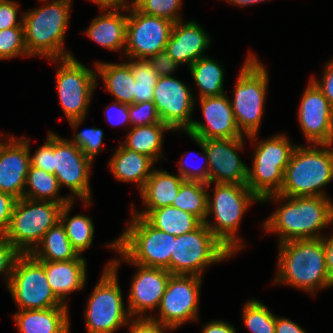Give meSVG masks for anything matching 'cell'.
Masks as SVG:
<instances>
[{"instance_id":"cell-1","label":"cell","mask_w":333,"mask_h":333,"mask_svg":"<svg viewBox=\"0 0 333 333\" xmlns=\"http://www.w3.org/2000/svg\"><path fill=\"white\" fill-rule=\"evenodd\" d=\"M282 204L267 217L263 230L278 235V244L297 239L322 238L321 231L333 224V201L329 197H284L273 194L264 202Z\"/></svg>"},{"instance_id":"cell-2","label":"cell","mask_w":333,"mask_h":333,"mask_svg":"<svg viewBox=\"0 0 333 333\" xmlns=\"http://www.w3.org/2000/svg\"><path fill=\"white\" fill-rule=\"evenodd\" d=\"M275 284L288 285L315 295L333 287L325 261L322 238L297 239L278 244Z\"/></svg>"},{"instance_id":"cell-3","label":"cell","mask_w":333,"mask_h":333,"mask_svg":"<svg viewBox=\"0 0 333 333\" xmlns=\"http://www.w3.org/2000/svg\"><path fill=\"white\" fill-rule=\"evenodd\" d=\"M44 5L23 12L25 45L30 57L62 59L73 54L64 48L72 0H40ZM47 4V5H46Z\"/></svg>"},{"instance_id":"cell-4","label":"cell","mask_w":333,"mask_h":333,"mask_svg":"<svg viewBox=\"0 0 333 333\" xmlns=\"http://www.w3.org/2000/svg\"><path fill=\"white\" fill-rule=\"evenodd\" d=\"M213 195L208 191L207 218L204 224L212 234L235 256L244 247L238 230L252 203L262 201L246 184L214 183ZM213 216L214 220H209Z\"/></svg>"},{"instance_id":"cell-5","label":"cell","mask_w":333,"mask_h":333,"mask_svg":"<svg viewBox=\"0 0 333 333\" xmlns=\"http://www.w3.org/2000/svg\"><path fill=\"white\" fill-rule=\"evenodd\" d=\"M306 145L296 146L278 194L284 197H329L323 188L333 181V146Z\"/></svg>"},{"instance_id":"cell-6","label":"cell","mask_w":333,"mask_h":333,"mask_svg":"<svg viewBox=\"0 0 333 333\" xmlns=\"http://www.w3.org/2000/svg\"><path fill=\"white\" fill-rule=\"evenodd\" d=\"M268 73L258 56L250 51L237 75L232 99L229 97L236 124L246 137L259 133L270 81Z\"/></svg>"},{"instance_id":"cell-7","label":"cell","mask_w":333,"mask_h":333,"mask_svg":"<svg viewBox=\"0 0 333 333\" xmlns=\"http://www.w3.org/2000/svg\"><path fill=\"white\" fill-rule=\"evenodd\" d=\"M246 138L252 145L255 143L246 186L262 201L265 197L280 192L286 167L297 144H293L284 133L275 134L260 142L258 134Z\"/></svg>"},{"instance_id":"cell-8","label":"cell","mask_w":333,"mask_h":333,"mask_svg":"<svg viewBox=\"0 0 333 333\" xmlns=\"http://www.w3.org/2000/svg\"><path fill=\"white\" fill-rule=\"evenodd\" d=\"M125 230L116 238V247L133 263L170 272L175 235L151 226L143 217L131 212Z\"/></svg>"},{"instance_id":"cell-9","label":"cell","mask_w":333,"mask_h":333,"mask_svg":"<svg viewBox=\"0 0 333 333\" xmlns=\"http://www.w3.org/2000/svg\"><path fill=\"white\" fill-rule=\"evenodd\" d=\"M103 270L86 303V333H114L127 326L132 318L124 304L118 268Z\"/></svg>"},{"instance_id":"cell-10","label":"cell","mask_w":333,"mask_h":333,"mask_svg":"<svg viewBox=\"0 0 333 333\" xmlns=\"http://www.w3.org/2000/svg\"><path fill=\"white\" fill-rule=\"evenodd\" d=\"M233 256L202 223L196 230L173 239L170 273L203 277L206 268Z\"/></svg>"},{"instance_id":"cell-11","label":"cell","mask_w":333,"mask_h":333,"mask_svg":"<svg viewBox=\"0 0 333 333\" xmlns=\"http://www.w3.org/2000/svg\"><path fill=\"white\" fill-rule=\"evenodd\" d=\"M63 206L51 201L17 199L6 239L20 254H30L44 234L60 221Z\"/></svg>"},{"instance_id":"cell-12","label":"cell","mask_w":333,"mask_h":333,"mask_svg":"<svg viewBox=\"0 0 333 333\" xmlns=\"http://www.w3.org/2000/svg\"><path fill=\"white\" fill-rule=\"evenodd\" d=\"M57 63L56 88L59 104L67 121L85 119L97 85L96 69L92 70L74 55L50 59Z\"/></svg>"},{"instance_id":"cell-13","label":"cell","mask_w":333,"mask_h":333,"mask_svg":"<svg viewBox=\"0 0 333 333\" xmlns=\"http://www.w3.org/2000/svg\"><path fill=\"white\" fill-rule=\"evenodd\" d=\"M7 289L18 310L68 307L52 291L43 265L31 254H20Z\"/></svg>"},{"instance_id":"cell-14","label":"cell","mask_w":333,"mask_h":333,"mask_svg":"<svg viewBox=\"0 0 333 333\" xmlns=\"http://www.w3.org/2000/svg\"><path fill=\"white\" fill-rule=\"evenodd\" d=\"M105 246L116 251L119 258L110 260L105 268H120L121 263L126 262L136 268L129 289L127 309L132 318L149 317L146 313L158 309L161 298L165 293L167 283L172 275L167 269L145 267L131 262L117 247L116 239L105 243Z\"/></svg>"},{"instance_id":"cell-15","label":"cell","mask_w":333,"mask_h":333,"mask_svg":"<svg viewBox=\"0 0 333 333\" xmlns=\"http://www.w3.org/2000/svg\"><path fill=\"white\" fill-rule=\"evenodd\" d=\"M93 161L69 139L53 132V174L57 177L60 188L66 186L76 201V197L88 207L92 204L90 173Z\"/></svg>"},{"instance_id":"cell-16","label":"cell","mask_w":333,"mask_h":333,"mask_svg":"<svg viewBox=\"0 0 333 333\" xmlns=\"http://www.w3.org/2000/svg\"><path fill=\"white\" fill-rule=\"evenodd\" d=\"M202 279L195 275H171L158 306L159 315L149 317L173 330L187 322H198Z\"/></svg>"},{"instance_id":"cell-17","label":"cell","mask_w":333,"mask_h":333,"mask_svg":"<svg viewBox=\"0 0 333 333\" xmlns=\"http://www.w3.org/2000/svg\"><path fill=\"white\" fill-rule=\"evenodd\" d=\"M173 25L168 19L140 12L131 3L127 13L124 56L130 59H148L165 51Z\"/></svg>"},{"instance_id":"cell-18","label":"cell","mask_w":333,"mask_h":333,"mask_svg":"<svg viewBox=\"0 0 333 333\" xmlns=\"http://www.w3.org/2000/svg\"><path fill=\"white\" fill-rule=\"evenodd\" d=\"M195 99L189 85L173 76L159 77L154 87L153 103L161 121L172 132L188 131L194 120Z\"/></svg>"},{"instance_id":"cell-19","label":"cell","mask_w":333,"mask_h":333,"mask_svg":"<svg viewBox=\"0 0 333 333\" xmlns=\"http://www.w3.org/2000/svg\"><path fill=\"white\" fill-rule=\"evenodd\" d=\"M245 138L200 139L208 156V184H246L248 166L239 157Z\"/></svg>"},{"instance_id":"cell-20","label":"cell","mask_w":333,"mask_h":333,"mask_svg":"<svg viewBox=\"0 0 333 333\" xmlns=\"http://www.w3.org/2000/svg\"><path fill=\"white\" fill-rule=\"evenodd\" d=\"M205 124L193 120L186 132L197 139L245 138L235 121L233 109L226 93L219 96L198 98Z\"/></svg>"},{"instance_id":"cell-21","label":"cell","mask_w":333,"mask_h":333,"mask_svg":"<svg viewBox=\"0 0 333 333\" xmlns=\"http://www.w3.org/2000/svg\"><path fill=\"white\" fill-rule=\"evenodd\" d=\"M6 136L5 141L1 138ZM8 136V137H7ZM8 138V139H7ZM30 139L0 133V191L23 198L30 167Z\"/></svg>"},{"instance_id":"cell-22","label":"cell","mask_w":333,"mask_h":333,"mask_svg":"<svg viewBox=\"0 0 333 333\" xmlns=\"http://www.w3.org/2000/svg\"><path fill=\"white\" fill-rule=\"evenodd\" d=\"M302 93L297 121L307 144H329L332 105L310 79Z\"/></svg>"},{"instance_id":"cell-23","label":"cell","mask_w":333,"mask_h":333,"mask_svg":"<svg viewBox=\"0 0 333 333\" xmlns=\"http://www.w3.org/2000/svg\"><path fill=\"white\" fill-rule=\"evenodd\" d=\"M212 40L199 23L183 20L174 23L167 52L178 64H186L188 68L198 59L205 57V51L211 46Z\"/></svg>"},{"instance_id":"cell-24","label":"cell","mask_w":333,"mask_h":333,"mask_svg":"<svg viewBox=\"0 0 333 333\" xmlns=\"http://www.w3.org/2000/svg\"><path fill=\"white\" fill-rule=\"evenodd\" d=\"M126 11L128 6L100 8V15L92 19L86 28L85 36L105 49L125 52L127 13L124 12Z\"/></svg>"},{"instance_id":"cell-25","label":"cell","mask_w":333,"mask_h":333,"mask_svg":"<svg viewBox=\"0 0 333 333\" xmlns=\"http://www.w3.org/2000/svg\"><path fill=\"white\" fill-rule=\"evenodd\" d=\"M47 276V281L54 294L65 304L67 296L74 291H80L87 281V261L79 255L68 261H39Z\"/></svg>"},{"instance_id":"cell-26","label":"cell","mask_w":333,"mask_h":333,"mask_svg":"<svg viewBox=\"0 0 333 333\" xmlns=\"http://www.w3.org/2000/svg\"><path fill=\"white\" fill-rule=\"evenodd\" d=\"M184 179L179 174H171L167 170H152L144 187L139 192L144 210L137 211L132 205L130 209L134 215L144 217L149 211L172 205Z\"/></svg>"},{"instance_id":"cell-27","label":"cell","mask_w":333,"mask_h":333,"mask_svg":"<svg viewBox=\"0 0 333 333\" xmlns=\"http://www.w3.org/2000/svg\"><path fill=\"white\" fill-rule=\"evenodd\" d=\"M68 307L18 310L12 317L19 333H71Z\"/></svg>"},{"instance_id":"cell-28","label":"cell","mask_w":333,"mask_h":333,"mask_svg":"<svg viewBox=\"0 0 333 333\" xmlns=\"http://www.w3.org/2000/svg\"><path fill=\"white\" fill-rule=\"evenodd\" d=\"M154 164L150 157L119 145L109 159L108 167L117 181L135 183L140 192L151 176Z\"/></svg>"},{"instance_id":"cell-29","label":"cell","mask_w":333,"mask_h":333,"mask_svg":"<svg viewBox=\"0 0 333 333\" xmlns=\"http://www.w3.org/2000/svg\"><path fill=\"white\" fill-rule=\"evenodd\" d=\"M98 78L103 80L105 90L114 96V101L131 105L134 103L135 79L129 63L97 61L94 64Z\"/></svg>"},{"instance_id":"cell-30","label":"cell","mask_w":333,"mask_h":333,"mask_svg":"<svg viewBox=\"0 0 333 333\" xmlns=\"http://www.w3.org/2000/svg\"><path fill=\"white\" fill-rule=\"evenodd\" d=\"M172 131L164 123H156L147 126L130 127L126 138L121 145L124 148L135 150L137 153L150 157L155 163L163 159L164 134Z\"/></svg>"},{"instance_id":"cell-31","label":"cell","mask_w":333,"mask_h":333,"mask_svg":"<svg viewBox=\"0 0 333 333\" xmlns=\"http://www.w3.org/2000/svg\"><path fill=\"white\" fill-rule=\"evenodd\" d=\"M143 218L154 228L176 237L192 232L202 224L194 215L172 205L151 210Z\"/></svg>"},{"instance_id":"cell-32","label":"cell","mask_w":333,"mask_h":333,"mask_svg":"<svg viewBox=\"0 0 333 333\" xmlns=\"http://www.w3.org/2000/svg\"><path fill=\"white\" fill-rule=\"evenodd\" d=\"M188 69L199 89L198 98L219 96L228 92L224 89L225 70L216 59L209 55L202 57Z\"/></svg>"},{"instance_id":"cell-33","label":"cell","mask_w":333,"mask_h":333,"mask_svg":"<svg viewBox=\"0 0 333 333\" xmlns=\"http://www.w3.org/2000/svg\"><path fill=\"white\" fill-rule=\"evenodd\" d=\"M30 254L38 261H68L79 256L60 221L44 234Z\"/></svg>"},{"instance_id":"cell-34","label":"cell","mask_w":333,"mask_h":333,"mask_svg":"<svg viewBox=\"0 0 333 333\" xmlns=\"http://www.w3.org/2000/svg\"><path fill=\"white\" fill-rule=\"evenodd\" d=\"M60 190L57 177L54 174L30 164L26 177L24 198L35 201H51L63 205L69 204L72 201L69 195H59Z\"/></svg>"},{"instance_id":"cell-35","label":"cell","mask_w":333,"mask_h":333,"mask_svg":"<svg viewBox=\"0 0 333 333\" xmlns=\"http://www.w3.org/2000/svg\"><path fill=\"white\" fill-rule=\"evenodd\" d=\"M74 203L75 201H71L62 207L60 222L66 230V235L72 247L79 255H83L84 251L93 244L95 227L92 219L86 215L75 214L69 217V212Z\"/></svg>"},{"instance_id":"cell-36","label":"cell","mask_w":333,"mask_h":333,"mask_svg":"<svg viewBox=\"0 0 333 333\" xmlns=\"http://www.w3.org/2000/svg\"><path fill=\"white\" fill-rule=\"evenodd\" d=\"M211 184L184 180L172 206L197 217L202 223L207 218L208 190Z\"/></svg>"},{"instance_id":"cell-37","label":"cell","mask_w":333,"mask_h":333,"mask_svg":"<svg viewBox=\"0 0 333 333\" xmlns=\"http://www.w3.org/2000/svg\"><path fill=\"white\" fill-rule=\"evenodd\" d=\"M128 59L135 79L134 103L153 101L154 87L159 76L148 59Z\"/></svg>"},{"instance_id":"cell-38","label":"cell","mask_w":333,"mask_h":333,"mask_svg":"<svg viewBox=\"0 0 333 333\" xmlns=\"http://www.w3.org/2000/svg\"><path fill=\"white\" fill-rule=\"evenodd\" d=\"M242 318L251 333H275L276 315L257 299L243 304Z\"/></svg>"},{"instance_id":"cell-39","label":"cell","mask_w":333,"mask_h":333,"mask_svg":"<svg viewBox=\"0 0 333 333\" xmlns=\"http://www.w3.org/2000/svg\"><path fill=\"white\" fill-rule=\"evenodd\" d=\"M82 121H84V119H73L68 121L70 126L75 130V136H73L70 141L77 145L88 158L94 161V158L103 151L102 142L104 139V133L102 129L96 127L76 133Z\"/></svg>"},{"instance_id":"cell-40","label":"cell","mask_w":333,"mask_h":333,"mask_svg":"<svg viewBox=\"0 0 333 333\" xmlns=\"http://www.w3.org/2000/svg\"><path fill=\"white\" fill-rule=\"evenodd\" d=\"M132 4L142 13L161 17L173 23L183 20L179 13L182 0H132Z\"/></svg>"},{"instance_id":"cell-41","label":"cell","mask_w":333,"mask_h":333,"mask_svg":"<svg viewBox=\"0 0 333 333\" xmlns=\"http://www.w3.org/2000/svg\"><path fill=\"white\" fill-rule=\"evenodd\" d=\"M30 57L25 45L24 27L0 30V60Z\"/></svg>"},{"instance_id":"cell-42","label":"cell","mask_w":333,"mask_h":333,"mask_svg":"<svg viewBox=\"0 0 333 333\" xmlns=\"http://www.w3.org/2000/svg\"><path fill=\"white\" fill-rule=\"evenodd\" d=\"M190 139H192L199 147L202 149L203 153H198V155L201 154V158H203L204 162L203 164L196 166L195 164L193 165L192 162H187L188 157L187 155L192 153L188 152L187 154L184 153L183 156L181 157L182 159L179 161V166L178 167V174L184 179V180H191V181H200L204 183H208V156L207 153L205 152L203 142L200 139H197L195 137L189 136ZM203 156V157H202ZM186 159V161H185Z\"/></svg>"},{"instance_id":"cell-43","label":"cell","mask_w":333,"mask_h":333,"mask_svg":"<svg viewBox=\"0 0 333 333\" xmlns=\"http://www.w3.org/2000/svg\"><path fill=\"white\" fill-rule=\"evenodd\" d=\"M131 127L163 123L153 101L128 105Z\"/></svg>"},{"instance_id":"cell-44","label":"cell","mask_w":333,"mask_h":333,"mask_svg":"<svg viewBox=\"0 0 333 333\" xmlns=\"http://www.w3.org/2000/svg\"><path fill=\"white\" fill-rule=\"evenodd\" d=\"M31 165L53 174V132L48 131L42 146L30 154Z\"/></svg>"},{"instance_id":"cell-45","label":"cell","mask_w":333,"mask_h":333,"mask_svg":"<svg viewBox=\"0 0 333 333\" xmlns=\"http://www.w3.org/2000/svg\"><path fill=\"white\" fill-rule=\"evenodd\" d=\"M20 253L11 245L5 236H0V277L4 278L8 287L16 258Z\"/></svg>"},{"instance_id":"cell-46","label":"cell","mask_w":333,"mask_h":333,"mask_svg":"<svg viewBox=\"0 0 333 333\" xmlns=\"http://www.w3.org/2000/svg\"><path fill=\"white\" fill-rule=\"evenodd\" d=\"M20 3L13 0H0V30L24 27L23 12L19 13ZM20 14V19H18Z\"/></svg>"},{"instance_id":"cell-47","label":"cell","mask_w":333,"mask_h":333,"mask_svg":"<svg viewBox=\"0 0 333 333\" xmlns=\"http://www.w3.org/2000/svg\"><path fill=\"white\" fill-rule=\"evenodd\" d=\"M128 333H166L172 330L169 326L155 321L150 317L131 318Z\"/></svg>"},{"instance_id":"cell-48","label":"cell","mask_w":333,"mask_h":333,"mask_svg":"<svg viewBox=\"0 0 333 333\" xmlns=\"http://www.w3.org/2000/svg\"><path fill=\"white\" fill-rule=\"evenodd\" d=\"M151 66L159 77L173 76L180 64H178L167 52L162 51L148 58Z\"/></svg>"},{"instance_id":"cell-49","label":"cell","mask_w":333,"mask_h":333,"mask_svg":"<svg viewBox=\"0 0 333 333\" xmlns=\"http://www.w3.org/2000/svg\"><path fill=\"white\" fill-rule=\"evenodd\" d=\"M104 115L110 126H131L128 105L122 104L118 101L112 102L107 105L104 111Z\"/></svg>"},{"instance_id":"cell-50","label":"cell","mask_w":333,"mask_h":333,"mask_svg":"<svg viewBox=\"0 0 333 333\" xmlns=\"http://www.w3.org/2000/svg\"><path fill=\"white\" fill-rule=\"evenodd\" d=\"M17 199L0 191V236H5L11 222V216Z\"/></svg>"},{"instance_id":"cell-51","label":"cell","mask_w":333,"mask_h":333,"mask_svg":"<svg viewBox=\"0 0 333 333\" xmlns=\"http://www.w3.org/2000/svg\"><path fill=\"white\" fill-rule=\"evenodd\" d=\"M323 75L320 80H317L314 76L311 80L318 86V88L323 92L324 96L333 106V59L329 60L324 65Z\"/></svg>"},{"instance_id":"cell-52","label":"cell","mask_w":333,"mask_h":333,"mask_svg":"<svg viewBox=\"0 0 333 333\" xmlns=\"http://www.w3.org/2000/svg\"><path fill=\"white\" fill-rule=\"evenodd\" d=\"M275 333H306L295 321L289 318L276 316Z\"/></svg>"},{"instance_id":"cell-53","label":"cell","mask_w":333,"mask_h":333,"mask_svg":"<svg viewBox=\"0 0 333 333\" xmlns=\"http://www.w3.org/2000/svg\"><path fill=\"white\" fill-rule=\"evenodd\" d=\"M202 333H237L235 327L224 320H212L207 322L203 328Z\"/></svg>"},{"instance_id":"cell-54","label":"cell","mask_w":333,"mask_h":333,"mask_svg":"<svg viewBox=\"0 0 333 333\" xmlns=\"http://www.w3.org/2000/svg\"><path fill=\"white\" fill-rule=\"evenodd\" d=\"M325 249V261L328 275L331 283L333 284V233L330 236L324 235L322 237Z\"/></svg>"},{"instance_id":"cell-55","label":"cell","mask_w":333,"mask_h":333,"mask_svg":"<svg viewBox=\"0 0 333 333\" xmlns=\"http://www.w3.org/2000/svg\"><path fill=\"white\" fill-rule=\"evenodd\" d=\"M92 3H95L98 8H122L129 6L132 1L130 0H90ZM130 2V3H129Z\"/></svg>"},{"instance_id":"cell-56","label":"cell","mask_w":333,"mask_h":333,"mask_svg":"<svg viewBox=\"0 0 333 333\" xmlns=\"http://www.w3.org/2000/svg\"><path fill=\"white\" fill-rule=\"evenodd\" d=\"M225 2H227L228 4H233L234 6H237L240 8L241 7H248L257 3H262L264 1H268V0H223Z\"/></svg>"},{"instance_id":"cell-57","label":"cell","mask_w":333,"mask_h":333,"mask_svg":"<svg viewBox=\"0 0 333 333\" xmlns=\"http://www.w3.org/2000/svg\"><path fill=\"white\" fill-rule=\"evenodd\" d=\"M329 145H333V106L331 114L330 134H329Z\"/></svg>"}]
</instances>
